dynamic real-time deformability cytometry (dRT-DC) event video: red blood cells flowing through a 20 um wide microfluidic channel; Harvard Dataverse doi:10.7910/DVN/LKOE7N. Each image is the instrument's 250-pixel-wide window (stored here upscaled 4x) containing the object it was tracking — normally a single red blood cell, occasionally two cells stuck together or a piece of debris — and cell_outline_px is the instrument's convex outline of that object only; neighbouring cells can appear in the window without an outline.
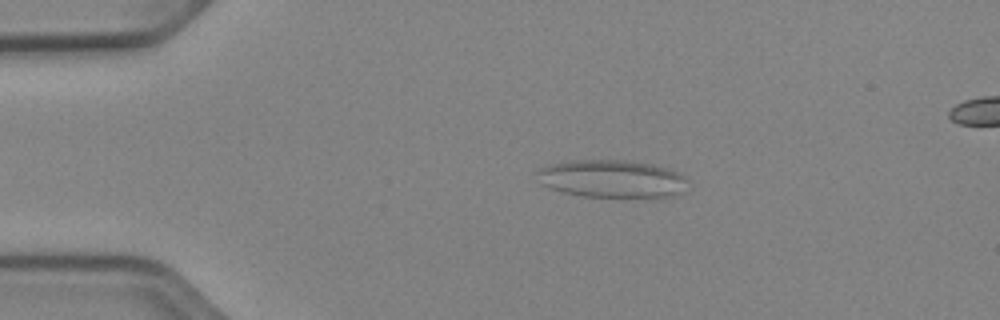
{"species": "Egyptian fruit bat (a non-hibernating species)", "species_latin": "Rousettus aegyptiacus", "temperature_condition": "cold", "stored_images_in_passage": 44, "camera_frame_rate_fps": 3000, "um_per_image_px": 0.085, "animal": {"sex": "female"}, "frame": {"image": 1, "passage_image": 3, "time_ms": 0.667, "image_size_px": [1000, 320], "cell_outline_px": [[688, 180], [676, 192], [668, 196], [584, 196], [564, 192], [540, 184], [536, 172], [540, 168], [548, 164], [568, 160], [624, 160], [652, 164], [676, 172], [684, 176]], "centroid_in_image_um": [51.88, 15.16], "position_along_channel_um": 33.1, "area_um2": 32.31}}
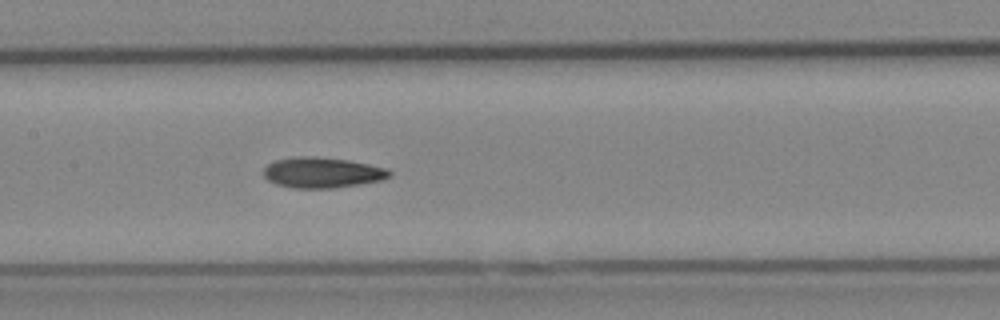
{"frame": {"image": 2, "passage_image": 18, "time_ms": 5.667, "image_size_px": [1000, 320], "cell_outline_px": [[392, 176], [384, 180], [336, 188], [292, 188], [276, 184], [268, 180], [264, 176], [264, 168], [268, 164], [276, 160], [296, 156], [312, 156], [348, 160], [388, 168], [392, 172]], "centroid_in_image_um": [27.43, 14.67], "position_along_channel_um": 180.0, "area_um2": 22.6}}
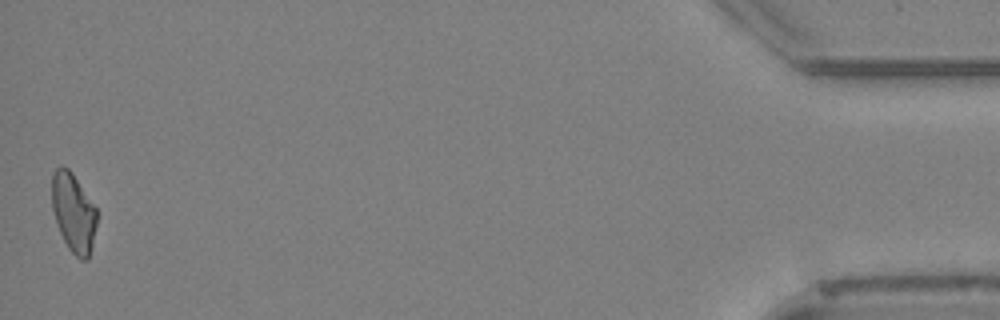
{"frame": {"image": 3, "passage_image": 44, "time_ms": 14.333, "image_size_px": [1000, 320], "cell_outline_px": [[96, 224], [92, 244], [88, 260], [80, 260], [68, 248], [60, 232], [52, 208], [52, 172], [60, 164], [68, 168], [72, 172], [96, 208]], "centroid_in_image_um": [6.23, 18.05], "position_along_channel_um": 429.0, "area_um2": 20.52}, "authors_computed_cell_mechanics": {"area_um2": 21.7328, "velocity_mm_per_s": 3.9221, "shape_relaxation_time_tau1_ms": 11.0915, "shape_relaxation_time_tau2_ms": 6.6298, "deformation_change_tau1": 0.2254, "deformation_change_tau2": 0.1529}}